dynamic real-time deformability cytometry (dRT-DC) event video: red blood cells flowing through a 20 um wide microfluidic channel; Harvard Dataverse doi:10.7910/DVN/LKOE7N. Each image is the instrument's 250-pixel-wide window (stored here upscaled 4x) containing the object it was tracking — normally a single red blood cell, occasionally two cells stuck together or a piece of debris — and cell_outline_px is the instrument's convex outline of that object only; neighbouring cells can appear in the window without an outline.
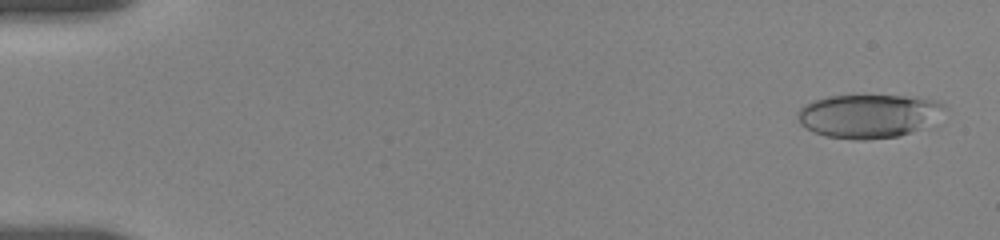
{"species": "human", "species_latin": "Homo sapiens", "temperature_condition": "room temperature", "stored_images_in_passage": 13, "camera_frame_rate_fps": 3000, "um_per_image_px": 0.085, "donor": {"sex": "female"}, "frame": {"image": 1, "passage_image": 2, "time_ms": 0.333, "image_size_px": [1000, 240], "cell_outline_px": [[944, 104], [916, 128], [908, 132], [896, 136], [864, 140], [856, 140], [824, 136], [812, 132], [800, 124], [796, 116], [796, 112], [800, 108], [816, 100], [828, 96], [916, 96], [940, 100]], "centroid_in_image_um": [73.63, 9.84], "position_along_channel_um": 11.4, "area_um2": 36.01}}
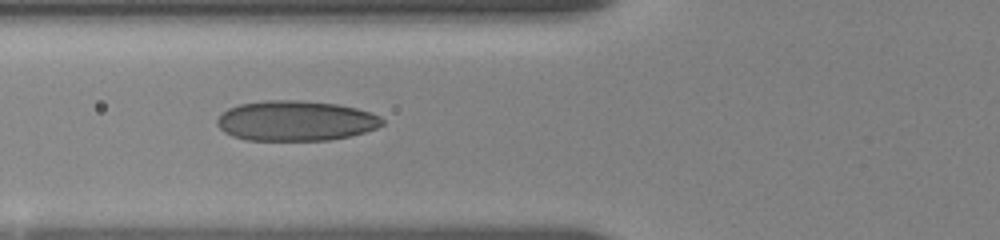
{"frame": {"image": 2, "passage_image": 11, "time_ms": 6.667, "image_size_px": [1000, 240], "cell_outline_px": [[384, 124], [376, 128], [364, 132], [348, 136], [328, 140], [248, 140], [232, 136], [224, 132], [216, 124], [216, 120], [228, 108], [240, 104], [264, 100], [300, 100], [336, 104], [356, 108], [380, 116], [384, 120]], "centroid_in_image_um": [25.12, 10.26], "position_along_channel_um": 100.7, "area_um2": 38.55}}
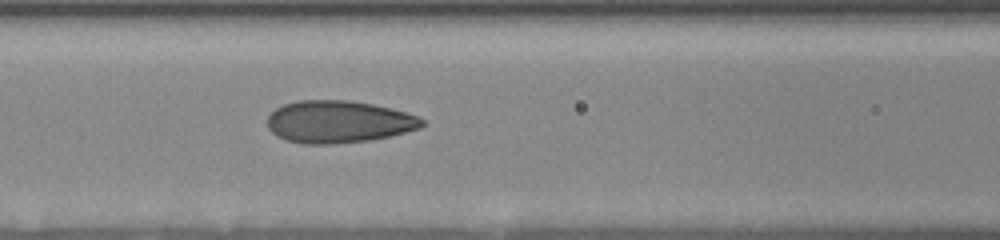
{"frame": {"image": 3, "passage_image": 13, "time_ms": 7.667, "image_size_px": [1000, 240], "cell_outline_px": [[428, 124], [420, 128], [388, 136], [368, 140], [332, 144], [304, 144], [288, 140], [272, 132], [268, 128], [268, 116], [276, 108], [284, 104], [296, 100], [348, 100], [372, 104], [404, 112], [416, 116], [424, 120]], "centroid_in_image_um": [28.77, 10.34], "position_along_channel_um": 137.8, "area_um2": 37.8}}